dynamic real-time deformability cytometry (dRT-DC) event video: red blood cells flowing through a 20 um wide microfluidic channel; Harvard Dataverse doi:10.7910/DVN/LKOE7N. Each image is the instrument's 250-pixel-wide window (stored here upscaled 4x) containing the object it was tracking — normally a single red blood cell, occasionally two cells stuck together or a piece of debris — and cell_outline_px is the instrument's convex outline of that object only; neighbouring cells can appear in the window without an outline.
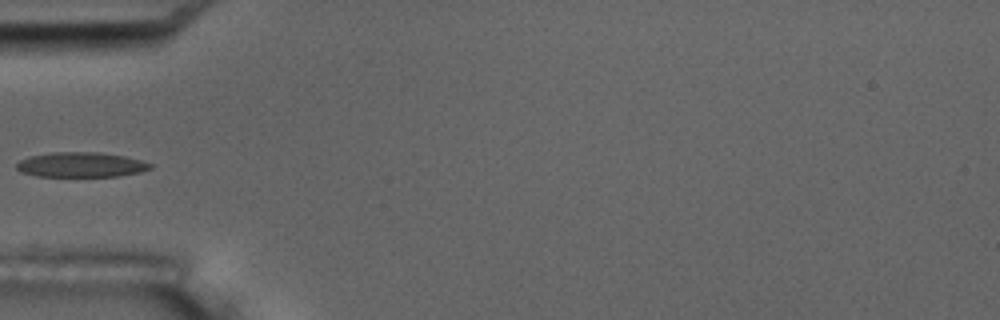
{"species": "common noctule bat (a hibernating species)", "species_latin": "Nyctalus noctula", "temperature_condition": "room temperature", "stored_images_in_passage": 4, "camera_frame_rate_fps": 3000, "um_per_image_px": 0.085, "animal": {"sex": "male", "body_mass_g": 17.5, "forearm_length_mm": 52.3}, "frame": {"image": 1, "passage_image": 4, "time_ms": 1.0, "image_size_px": [1000, 320], "cell_outline_px": [[152, 168], [140, 172], [116, 176], [36, 176], [20, 172], [16, 168], [16, 164], [20, 160], [28, 156], [52, 152], [100, 152], [124, 156], [140, 160], [152, 164]], "centroid_in_image_um": [6.85, 13.99], "position_along_channel_um": 78.2, "area_um2": 19.42}}